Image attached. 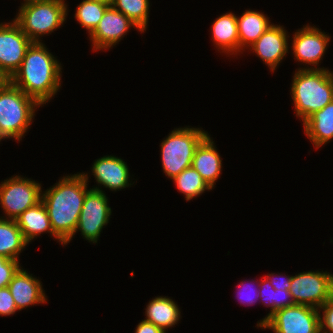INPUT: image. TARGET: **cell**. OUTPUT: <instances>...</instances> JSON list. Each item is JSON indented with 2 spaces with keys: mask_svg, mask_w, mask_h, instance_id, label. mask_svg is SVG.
Segmentation results:
<instances>
[{
  "mask_svg": "<svg viewBox=\"0 0 333 333\" xmlns=\"http://www.w3.org/2000/svg\"><path fill=\"white\" fill-rule=\"evenodd\" d=\"M330 37L319 28L306 25V27L295 32L292 42V50L295 59L317 66L327 49Z\"/></svg>",
  "mask_w": 333,
  "mask_h": 333,
  "instance_id": "13",
  "label": "cell"
},
{
  "mask_svg": "<svg viewBox=\"0 0 333 333\" xmlns=\"http://www.w3.org/2000/svg\"><path fill=\"white\" fill-rule=\"evenodd\" d=\"M262 12L246 10L237 17L239 34V53L245 47H250L269 28L271 22ZM244 47V48H243Z\"/></svg>",
  "mask_w": 333,
  "mask_h": 333,
  "instance_id": "21",
  "label": "cell"
},
{
  "mask_svg": "<svg viewBox=\"0 0 333 333\" xmlns=\"http://www.w3.org/2000/svg\"><path fill=\"white\" fill-rule=\"evenodd\" d=\"M64 2V0L25 1L14 21L32 42H40L39 35L51 34L65 22L68 10Z\"/></svg>",
  "mask_w": 333,
  "mask_h": 333,
  "instance_id": "4",
  "label": "cell"
},
{
  "mask_svg": "<svg viewBox=\"0 0 333 333\" xmlns=\"http://www.w3.org/2000/svg\"><path fill=\"white\" fill-rule=\"evenodd\" d=\"M245 281L241 282V284H238V300L240 301V303H242L244 305H252L254 302H256L258 299H259V289L258 290H255V288H251L250 287V284L248 283L246 286H245ZM252 285V284H251ZM243 288V289H242ZM249 290V291H248ZM254 293L255 295H251V293ZM245 293V294H244ZM242 295V296H241ZM245 296V297H244ZM258 298V299H257Z\"/></svg>",
  "mask_w": 333,
  "mask_h": 333,
  "instance_id": "31",
  "label": "cell"
},
{
  "mask_svg": "<svg viewBox=\"0 0 333 333\" xmlns=\"http://www.w3.org/2000/svg\"><path fill=\"white\" fill-rule=\"evenodd\" d=\"M318 308L294 304L273 313L260 328H269L274 333H320Z\"/></svg>",
  "mask_w": 333,
  "mask_h": 333,
  "instance_id": "9",
  "label": "cell"
},
{
  "mask_svg": "<svg viewBox=\"0 0 333 333\" xmlns=\"http://www.w3.org/2000/svg\"><path fill=\"white\" fill-rule=\"evenodd\" d=\"M33 42L18 24H0V68L10 77L20 68L26 51Z\"/></svg>",
  "mask_w": 333,
  "mask_h": 333,
  "instance_id": "11",
  "label": "cell"
},
{
  "mask_svg": "<svg viewBox=\"0 0 333 333\" xmlns=\"http://www.w3.org/2000/svg\"><path fill=\"white\" fill-rule=\"evenodd\" d=\"M323 317L320 313V333H333V298L322 305Z\"/></svg>",
  "mask_w": 333,
  "mask_h": 333,
  "instance_id": "29",
  "label": "cell"
},
{
  "mask_svg": "<svg viewBox=\"0 0 333 333\" xmlns=\"http://www.w3.org/2000/svg\"><path fill=\"white\" fill-rule=\"evenodd\" d=\"M8 288L13 296L17 310L21 311L30 305L41 304L47 301L41 282L21 267L13 275Z\"/></svg>",
  "mask_w": 333,
  "mask_h": 333,
  "instance_id": "16",
  "label": "cell"
},
{
  "mask_svg": "<svg viewBox=\"0 0 333 333\" xmlns=\"http://www.w3.org/2000/svg\"><path fill=\"white\" fill-rule=\"evenodd\" d=\"M173 180L178 191L185 195L187 201L199 196L206 190H212L192 166L184 169L179 175L174 177Z\"/></svg>",
  "mask_w": 333,
  "mask_h": 333,
  "instance_id": "25",
  "label": "cell"
},
{
  "mask_svg": "<svg viewBox=\"0 0 333 333\" xmlns=\"http://www.w3.org/2000/svg\"><path fill=\"white\" fill-rule=\"evenodd\" d=\"M44 46L33 42L11 77V83L39 105L49 101L61 87V64Z\"/></svg>",
  "mask_w": 333,
  "mask_h": 333,
  "instance_id": "2",
  "label": "cell"
},
{
  "mask_svg": "<svg viewBox=\"0 0 333 333\" xmlns=\"http://www.w3.org/2000/svg\"><path fill=\"white\" fill-rule=\"evenodd\" d=\"M92 173L97 183L112 191L129 187V169L125 161L115 156L97 159L92 166Z\"/></svg>",
  "mask_w": 333,
  "mask_h": 333,
  "instance_id": "15",
  "label": "cell"
},
{
  "mask_svg": "<svg viewBox=\"0 0 333 333\" xmlns=\"http://www.w3.org/2000/svg\"><path fill=\"white\" fill-rule=\"evenodd\" d=\"M17 307L8 287L0 289V316L13 315Z\"/></svg>",
  "mask_w": 333,
  "mask_h": 333,
  "instance_id": "30",
  "label": "cell"
},
{
  "mask_svg": "<svg viewBox=\"0 0 333 333\" xmlns=\"http://www.w3.org/2000/svg\"><path fill=\"white\" fill-rule=\"evenodd\" d=\"M109 6L108 4L95 0H83L77 6L75 18L82 27L88 30L90 35L98 26Z\"/></svg>",
  "mask_w": 333,
  "mask_h": 333,
  "instance_id": "27",
  "label": "cell"
},
{
  "mask_svg": "<svg viewBox=\"0 0 333 333\" xmlns=\"http://www.w3.org/2000/svg\"><path fill=\"white\" fill-rule=\"evenodd\" d=\"M11 83V77L0 68V91L5 89Z\"/></svg>",
  "mask_w": 333,
  "mask_h": 333,
  "instance_id": "34",
  "label": "cell"
},
{
  "mask_svg": "<svg viewBox=\"0 0 333 333\" xmlns=\"http://www.w3.org/2000/svg\"><path fill=\"white\" fill-rule=\"evenodd\" d=\"M212 39L218 49L230 55L239 53V34L237 16L226 13L217 18L212 24Z\"/></svg>",
  "mask_w": 333,
  "mask_h": 333,
  "instance_id": "19",
  "label": "cell"
},
{
  "mask_svg": "<svg viewBox=\"0 0 333 333\" xmlns=\"http://www.w3.org/2000/svg\"><path fill=\"white\" fill-rule=\"evenodd\" d=\"M87 173L65 176L42 193L53 233L66 245L75 235L79 216L87 192Z\"/></svg>",
  "mask_w": 333,
  "mask_h": 333,
  "instance_id": "1",
  "label": "cell"
},
{
  "mask_svg": "<svg viewBox=\"0 0 333 333\" xmlns=\"http://www.w3.org/2000/svg\"><path fill=\"white\" fill-rule=\"evenodd\" d=\"M112 6L134 22L141 33L146 31L149 0H114Z\"/></svg>",
  "mask_w": 333,
  "mask_h": 333,
  "instance_id": "26",
  "label": "cell"
},
{
  "mask_svg": "<svg viewBox=\"0 0 333 333\" xmlns=\"http://www.w3.org/2000/svg\"><path fill=\"white\" fill-rule=\"evenodd\" d=\"M191 166L211 188L214 187L221 174L222 160L209 134L197 146Z\"/></svg>",
  "mask_w": 333,
  "mask_h": 333,
  "instance_id": "17",
  "label": "cell"
},
{
  "mask_svg": "<svg viewBox=\"0 0 333 333\" xmlns=\"http://www.w3.org/2000/svg\"><path fill=\"white\" fill-rule=\"evenodd\" d=\"M295 304L320 308L333 298V275L309 271L292 276L290 290Z\"/></svg>",
  "mask_w": 333,
  "mask_h": 333,
  "instance_id": "8",
  "label": "cell"
},
{
  "mask_svg": "<svg viewBox=\"0 0 333 333\" xmlns=\"http://www.w3.org/2000/svg\"><path fill=\"white\" fill-rule=\"evenodd\" d=\"M41 184L31 179L13 176L0 184V205L5 219L16 220L25 210L36 205L42 198Z\"/></svg>",
  "mask_w": 333,
  "mask_h": 333,
  "instance_id": "7",
  "label": "cell"
},
{
  "mask_svg": "<svg viewBox=\"0 0 333 333\" xmlns=\"http://www.w3.org/2000/svg\"><path fill=\"white\" fill-rule=\"evenodd\" d=\"M146 321L153 323L166 333V329L173 327L179 321L178 305L168 297L158 296L149 301L146 306Z\"/></svg>",
  "mask_w": 333,
  "mask_h": 333,
  "instance_id": "22",
  "label": "cell"
},
{
  "mask_svg": "<svg viewBox=\"0 0 333 333\" xmlns=\"http://www.w3.org/2000/svg\"><path fill=\"white\" fill-rule=\"evenodd\" d=\"M38 106L33 98L12 83L0 91V138L20 141Z\"/></svg>",
  "mask_w": 333,
  "mask_h": 333,
  "instance_id": "5",
  "label": "cell"
},
{
  "mask_svg": "<svg viewBox=\"0 0 333 333\" xmlns=\"http://www.w3.org/2000/svg\"><path fill=\"white\" fill-rule=\"evenodd\" d=\"M135 333H165L162 329L155 326L153 323L142 320L136 327Z\"/></svg>",
  "mask_w": 333,
  "mask_h": 333,
  "instance_id": "33",
  "label": "cell"
},
{
  "mask_svg": "<svg viewBox=\"0 0 333 333\" xmlns=\"http://www.w3.org/2000/svg\"><path fill=\"white\" fill-rule=\"evenodd\" d=\"M259 282V298L264 305L271 307V311L263 320L258 322V327H260L277 310L295 304L288 290L274 289L266 276Z\"/></svg>",
  "mask_w": 333,
  "mask_h": 333,
  "instance_id": "24",
  "label": "cell"
},
{
  "mask_svg": "<svg viewBox=\"0 0 333 333\" xmlns=\"http://www.w3.org/2000/svg\"><path fill=\"white\" fill-rule=\"evenodd\" d=\"M20 267L19 261L0 256V289L8 287Z\"/></svg>",
  "mask_w": 333,
  "mask_h": 333,
  "instance_id": "28",
  "label": "cell"
},
{
  "mask_svg": "<svg viewBox=\"0 0 333 333\" xmlns=\"http://www.w3.org/2000/svg\"><path fill=\"white\" fill-rule=\"evenodd\" d=\"M292 81L291 97L302 122L333 101V73L324 67L299 68Z\"/></svg>",
  "mask_w": 333,
  "mask_h": 333,
  "instance_id": "3",
  "label": "cell"
},
{
  "mask_svg": "<svg viewBox=\"0 0 333 333\" xmlns=\"http://www.w3.org/2000/svg\"><path fill=\"white\" fill-rule=\"evenodd\" d=\"M95 1H99V2H102V3H105V4H108V5H112L114 0H95Z\"/></svg>",
  "mask_w": 333,
  "mask_h": 333,
  "instance_id": "35",
  "label": "cell"
},
{
  "mask_svg": "<svg viewBox=\"0 0 333 333\" xmlns=\"http://www.w3.org/2000/svg\"><path fill=\"white\" fill-rule=\"evenodd\" d=\"M309 140L318 149L333 139V101L303 122Z\"/></svg>",
  "mask_w": 333,
  "mask_h": 333,
  "instance_id": "20",
  "label": "cell"
},
{
  "mask_svg": "<svg viewBox=\"0 0 333 333\" xmlns=\"http://www.w3.org/2000/svg\"><path fill=\"white\" fill-rule=\"evenodd\" d=\"M288 37L282 26L270 25L269 28L254 42L250 49L261 58L274 72L286 53H288Z\"/></svg>",
  "mask_w": 333,
  "mask_h": 333,
  "instance_id": "14",
  "label": "cell"
},
{
  "mask_svg": "<svg viewBox=\"0 0 333 333\" xmlns=\"http://www.w3.org/2000/svg\"><path fill=\"white\" fill-rule=\"evenodd\" d=\"M208 135L199 128L174 129L161 143V159L164 173L173 179L184 169L191 167L194 152Z\"/></svg>",
  "mask_w": 333,
  "mask_h": 333,
  "instance_id": "6",
  "label": "cell"
},
{
  "mask_svg": "<svg viewBox=\"0 0 333 333\" xmlns=\"http://www.w3.org/2000/svg\"><path fill=\"white\" fill-rule=\"evenodd\" d=\"M15 222L22 231V235L28 244L39 234L48 232L64 245V243H62V241H60V239L53 233L46 207L42 201L25 210L16 218Z\"/></svg>",
  "mask_w": 333,
  "mask_h": 333,
  "instance_id": "18",
  "label": "cell"
},
{
  "mask_svg": "<svg viewBox=\"0 0 333 333\" xmlns=\"http://www.w3.org/2000/svg\"><path fill=\"white\" fill-rule=\"evenodd\" d=\"M0 218V256L19 260V253L28 244L15 220Z\"/></svg>",
  "mask_w": 333,
  "mask_h": 333,
  "instance_id": "23",
  "label": "cell"
},
{
  "mask_svg": "<svg viewBox=\"0 0 333 333\" xmlns=\"http://www.w3.org/2000/svg\"><path fill=\"white\" fill-rule=\"evenodd\" d=\"M266 277L270 281V284L273 286L274 289H281V290H290V284L292 276H283L282 278L279 276H275V273L267 274ZM276 277V278H274ZM278 277V278H277ZM286 278V279H285Z\"/></svg>",
  "mask_w": 333,
  "mask_h": 333,
  "instance_id": "32",
  "label": "cell"
},
{
  "mask_svg": "<svg viewBox=\"0 0 333 333\" xmlns=\"http://www.w3.org/2000/svg\"><path fill=\"white\" fill-rule=\"evenodd\" d=\"M131 27L139 29L134 22L110 5L106 9L98 26L90 34L94 48L93 51L106 50L113 45L115 46Z\"/></svg>",
  "mask_w": 333,
  "mask_h": 333,
  "instance_id": "12",
  "label": "cell"
},
{
  "mask_svg": "<svg viewBox=\"0 0 333 333\" xmlns=\"http://www.w3.org/2000/svg\"><path fill=\"white\" fill-rule=\"evenodd\" d=\"M110 215L111 208L105 193L101 188H90L85 196L75 233L79 230L86 240L97 243Z\"/></svg>",
  "mask_w": 333,
  "mask_h": 333,
  "instance_id": "10",
  "label": "cell"
}]
</instances>
